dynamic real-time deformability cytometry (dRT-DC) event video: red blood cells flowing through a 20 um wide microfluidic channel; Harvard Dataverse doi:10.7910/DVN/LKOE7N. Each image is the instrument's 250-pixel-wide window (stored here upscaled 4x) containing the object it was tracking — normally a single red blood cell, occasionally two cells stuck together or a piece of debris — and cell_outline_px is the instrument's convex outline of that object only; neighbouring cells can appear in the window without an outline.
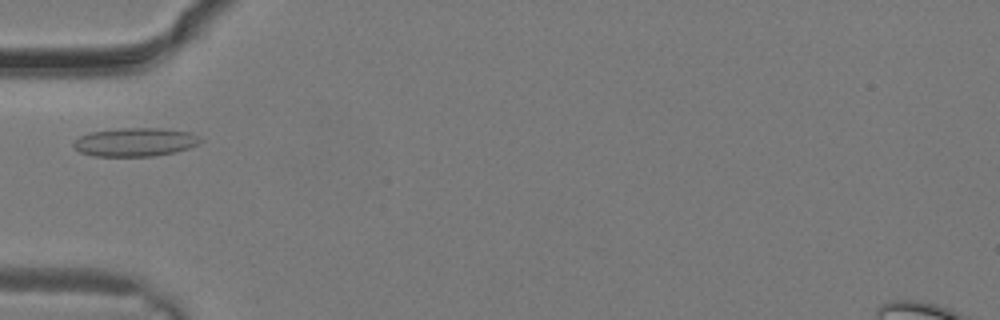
{"species": "common noctule bat (a hibernating species)", "species_latin": "Nyctalus noctula", "temperature_condition": "warm", "stored_images_in_passage": 22, "camera_frame_rate_fps": 3000, "um_per_image_px": 0.085, "animal": {"sex": "male", "body_mass_g": 19.2, "forearm_length_mm": 51.8}, "frame": {"image": 1, "passage_image": 3, "time_ms": 0.667, "image_size_px": [1000, 320], "cell_outline_px": [[204, 140], [200, 144], [176, 152], [156, 156], [92, 156], [80, 152], [72, 144], [80, 136], [92, 132], [120, 128], [160, 128], [188, 132], [200, 136]], "centroid_in_image_um": [11.54, 12.08], "position_along_channel_um": 73.5, "area_um2": 21.15}}
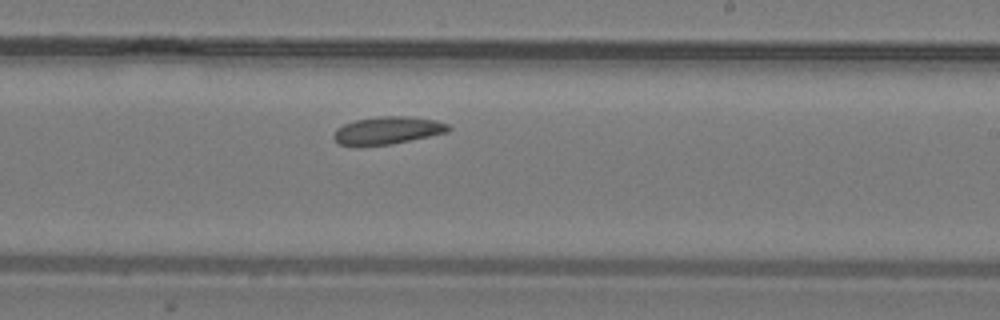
{"frame": {"image": 2, "passage_image": 11, "time_ms": 3.333, "image_size_px": [1000, 320], "cell_outline_px": [[452, 128], [448, 132], [392, 144], [340, 144], [332, 136], [336, 128], [344, 124], [356, 120], [380, 116], [408, 116], [436, 120], [448, 124]], "centroid_in_image_um": [33.0, 11.06], "position_along_channel_um": 256.0, "area_um2": 18.09}}
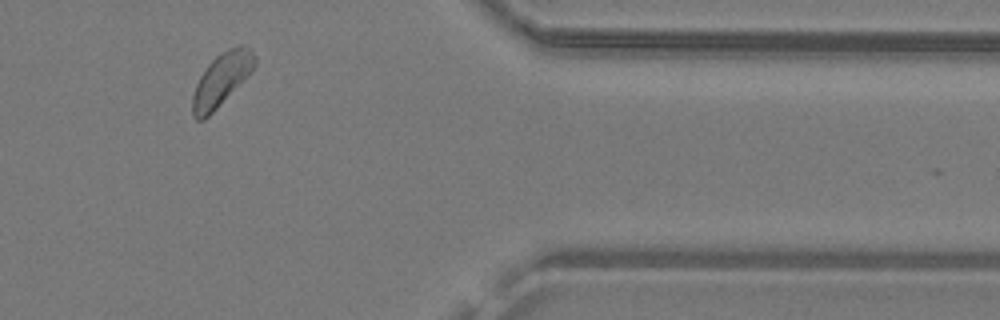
{"frame": {"image": 3, "passage_image": 18, "time_ms": 5.667, "image_size_px": [1000, 320], "cell_outline_px": [[256, 64], [216, 108], [204, 120], [196, 120], [192, 116], [192, 96], [196, 84], [200, 76], [208, 64], [220, 52], [228, 48], [240, 44], [248, 48], [256, 56]], "centroid_in_image_um": [18.77, 6.74], "position_along_channel_um": 392.6, "area_um2": 18.55}}